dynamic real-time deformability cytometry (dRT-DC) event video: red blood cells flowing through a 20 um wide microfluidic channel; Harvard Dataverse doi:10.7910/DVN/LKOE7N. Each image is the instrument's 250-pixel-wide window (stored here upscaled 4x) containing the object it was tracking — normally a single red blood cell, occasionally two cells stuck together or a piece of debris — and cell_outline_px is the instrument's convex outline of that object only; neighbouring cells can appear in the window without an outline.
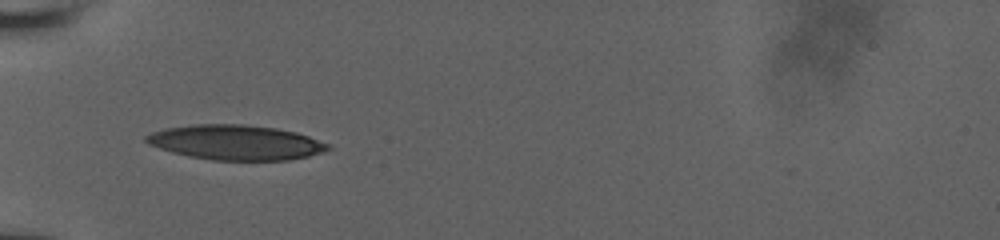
{"species": "human", "species_latin": "Homo sapiens", "temperature_condition": "room temperature", "stored_images_in_passage": 5, "camera_frame_rate_fps": 3000, "um_per_image_px": 0.085, "donor": {"sex": "male"}, "frame": {"image": 1, "passage_image": 4, "time_ms": 2.667, "image_size_px": [1000, 240], "cell_outline_px": [[332, 148], [324, 152], [308, 156], [288, 160], [212, 160], [188, 156], [172, 152], [148, 144], [144, 140], [144, 136], [152, 132], [164, 128], [192, 124], [244, 124], [276, 128], [296, 132], [332, 144]], "centroid_in_image_um": [20.05, 12.1], "position_along_channel_um": 64.9, "area_um2": 37.22}}